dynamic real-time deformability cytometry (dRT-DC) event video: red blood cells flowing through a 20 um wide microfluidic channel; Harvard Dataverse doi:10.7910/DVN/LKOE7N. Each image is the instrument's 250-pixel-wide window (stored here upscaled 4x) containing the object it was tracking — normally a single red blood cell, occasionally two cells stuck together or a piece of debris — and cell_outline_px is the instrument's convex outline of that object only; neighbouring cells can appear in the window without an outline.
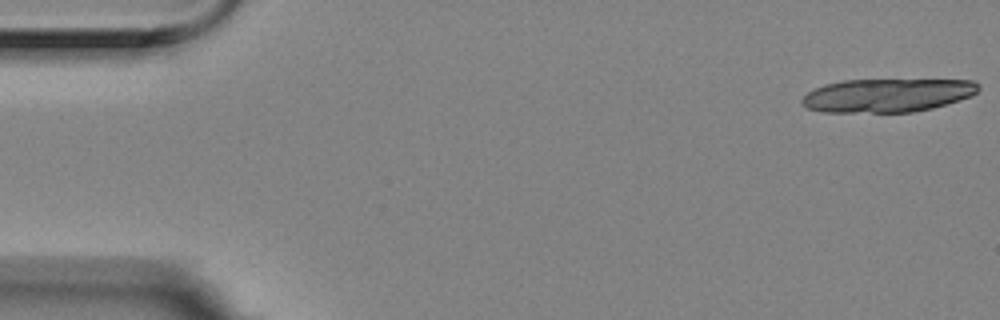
{"species": "Egyptian fruit bat (a non-hibernating species)", "species_latin": "Rousettus aegyptiacus", "temperature_condition": "room temperature", "stored_images_in_passage": 7, "camera_frame_rate_fps": 3000, "um_per_image_px": 0.085, "animal": {"sex": "female"}, "frame": {"image": 1, "passage_image": 1, "time_ms": 0.0, "image_size_px": [1000, 320], "cell_outline_px": [[980, 88], [972, 96], [960, 100], [932, 108], [912, 112], [824, 112], [808, 108], [800, 100], [808, 92], [824, 84], [844, 80], [972, 80], [980, 84]], "centroid_in_image_um": [75.45, 8.1], "position_along_channel_um": 9.6, "area_um2": 34.39}}
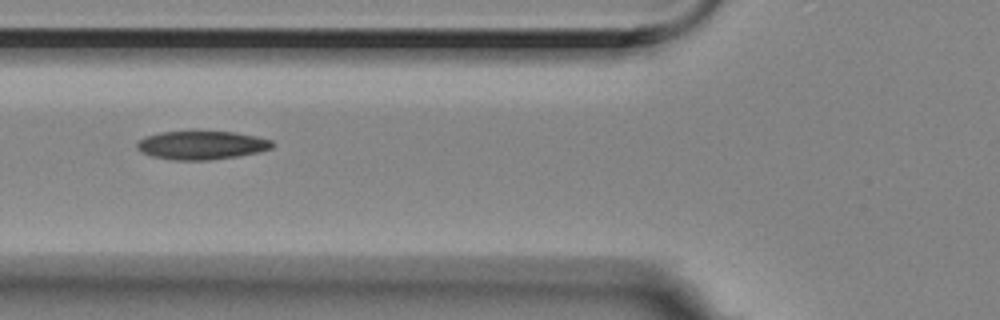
{"frame": {"image": 2, "passage_image": 7, "time_ms": 2.0, "image_size_px": [1000, 320], "cell_outline_px": [[276, 144], [272, 148], [260, 152], [240, 156], [208, 160], [172, 160], [152, 156], [140, 152], [136, 148], [136, 144], [144, 136], [160, 132], [192, 128], [196, 128], [236, 132], [256, 136], [272, 140]], "centroid_in_image_um": [17.14, 12.29], "position_along_channel_um": 108.7, "area_um2": 23.81}}